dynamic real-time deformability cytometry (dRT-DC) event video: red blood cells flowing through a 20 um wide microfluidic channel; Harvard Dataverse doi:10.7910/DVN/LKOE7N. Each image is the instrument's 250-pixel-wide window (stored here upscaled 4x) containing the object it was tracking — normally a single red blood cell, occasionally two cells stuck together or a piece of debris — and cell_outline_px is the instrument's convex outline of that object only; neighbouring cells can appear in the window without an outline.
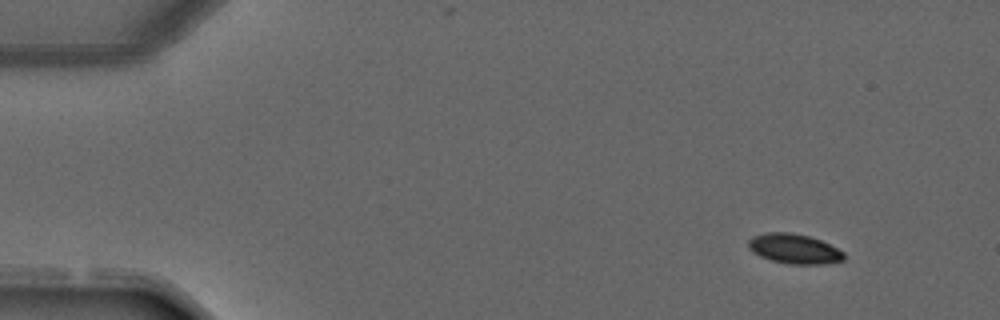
{"species": "common noctule bat (a hibernating species)", "species_latin": "Nyctalus noctula", "temperature_condition": "warm", "stored_images_in_passage": 5, "camera_frame_rate_fps": 3000, "um_per_image_px": 0.085, "animal": {"sex": "male", "forearm_length_mm": 52.5}, "frame": {"image": 1, "passage_image": 1, "time_ms": 0.0, "image_size_px": [1000, 320], "cell_outline_px": [[844, 260], [824, 264], [788, 264], [772, 260], [760, 256], [752, 252], [748, 248], [748, 240], [752, 236], [764, 232], [788, 232], [808, 236], [820, 240], [844, 252]], "centroid_in_image_um": [67.47, 21.14], "position_along_channel_um": 17.5, "area_um2": 16.59}}
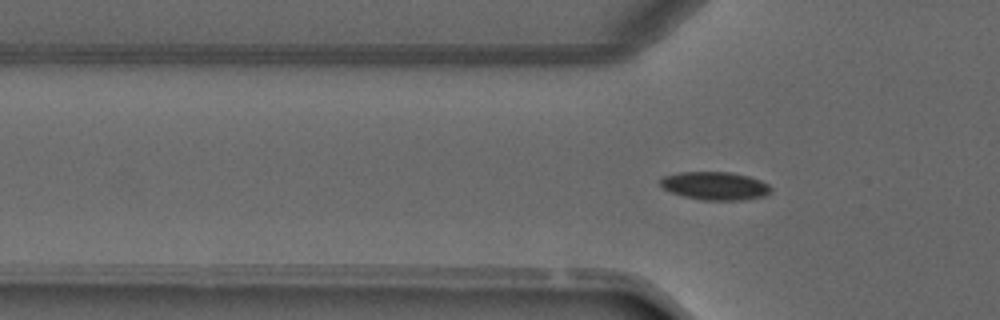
{"frame": {"image": 2, "passage_image": 4, "time_ms": 3.333, "image_size_px": [1000, 320], "cell_outline_px": [[772, 188], [764, 196], [740, 200], [700, 200], [684, 196], [672, 192], [664, 188], [660, 184], [660, 180], [664, 176], [680, 172], [732, 172], [748, 176], [760, 180], [768, 184]], "centroid_in_image_um": [60.77, 15.79], "position_along_channel_um": 65.0, "area_um2": 17.98}}